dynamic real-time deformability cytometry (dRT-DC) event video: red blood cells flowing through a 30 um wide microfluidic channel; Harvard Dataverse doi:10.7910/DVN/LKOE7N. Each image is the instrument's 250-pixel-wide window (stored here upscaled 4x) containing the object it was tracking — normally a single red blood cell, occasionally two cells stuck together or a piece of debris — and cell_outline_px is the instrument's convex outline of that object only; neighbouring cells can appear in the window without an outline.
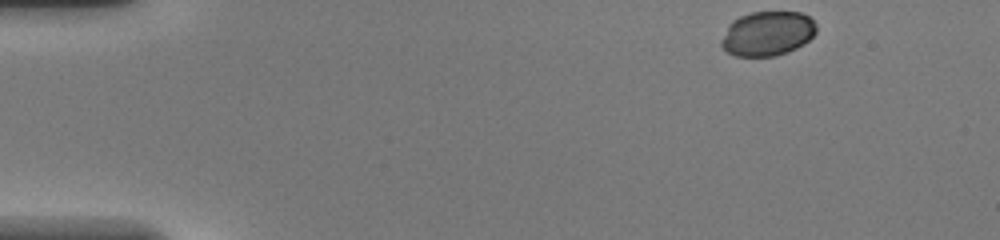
{"species": "common noctule bat (a hibernating species)", "species_latin": "Nyctalus noctula", "temperature_condition": "warm", "stored_images_in_passage": 44, "camera_frame_rate_fps": 3000, "um_per_image_px": 0.085, "animal": {"sex": "female", "body_mass_g": 20.0, "forearm_length_mm": 54.0}, "frame": {"image": 1, "passage_image": 1, "time_ms": 0.0, "image_size_px": [1000, 240], "cell_outline_px": [[816, 32], [804, 44], [788, 52], [772, 56], [736, 56], [728, 52], [720, 44], [720, 40], [728, 24], [732, 20], [740, 16], [752, 12], [800, 12], [808, 16], [816, 24]], "centroid_in_image_um": [65.21, 2.85], "position_along_channel_um": 19.8, "area_um2": 24.68}}
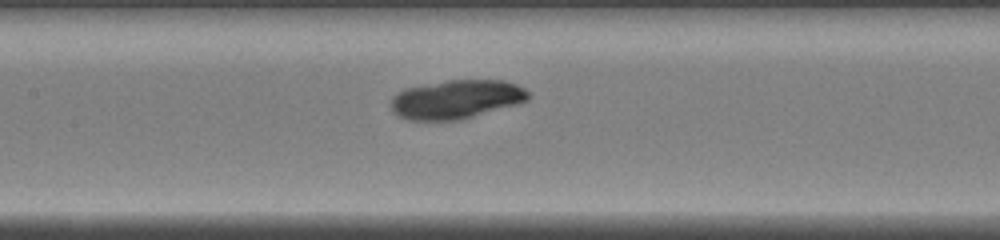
{"frame": {"image": 2, "passage_image": 19, "time_ms": 6.0, "image_size_px": [1000, 240], "cell_outline_px": [[528, 100], [520, 104], [460, 120], [408, 120], [396, 116], [392, 112], [392, 96], [396, 92], [404, 88], [448, 80], [504, 80], [516, 84], [524, 88], [528, 92]], "centroid_in_image_um": [38.78, 8.45], "position_along_channel_um": 168.6, "area_um2": 31.39}}
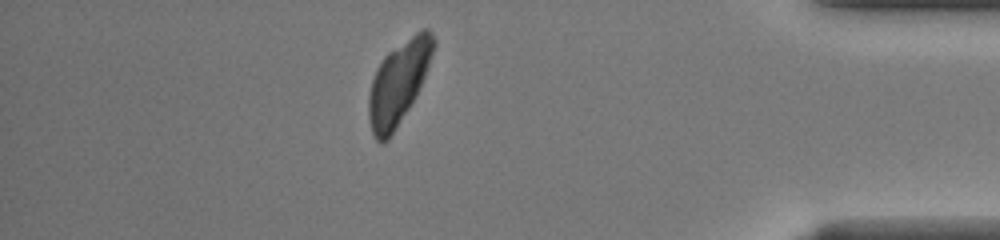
{"frame": {"image": 3, "passage_image": 38, "time_ms": 12.333, "image_size_px": [1000, 240], "cell_outline_px": [[436, 44], [424, 76], [408, 108], [396, 128], [388, 140], [384, 144], [380, 144], [376, 140], [372, 132], [368, 116], [368, 96], [372, 80], [376, 68], [384, 56], [388, 52], [416, 32], [424, 28], [428, 28], [432, 32], [436, 40]], "centroid_in_image_um": [33.85, 7.02], "position_along_channel_um": 401.4, "area_um2": 30.92}}